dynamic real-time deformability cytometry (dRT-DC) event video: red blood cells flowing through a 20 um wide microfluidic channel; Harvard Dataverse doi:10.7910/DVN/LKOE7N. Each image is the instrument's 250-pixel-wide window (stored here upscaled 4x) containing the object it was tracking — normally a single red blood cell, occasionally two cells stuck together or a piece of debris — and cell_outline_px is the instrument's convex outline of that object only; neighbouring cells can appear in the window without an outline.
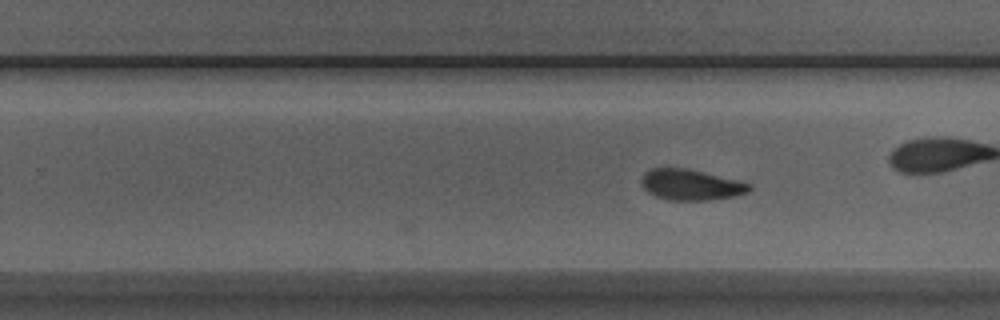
{"species": "Egyptian fruit bat (a non-hibernating species)", "species_latin": "Rousettus aegyptiacus", "temperature_condition": "room temperature", "stored_images_in_passage": 16, "camera_frame_rate_fps": 3000, "um_per_image_px": 0.085, "animal": {"sex": "male"}, "frame": {"image": 1, "passage_image": 16, "time_ms": 5.0, "image_size_px": [1000, 320], "cell_outline_px": [[752, 188], [748, 192], [736, 196], [708, 200], [668, 200], [656, 196], [648, 192], [640, 184], [640, 180], [644, 172], [648, 168], [688, 168], [752, 184]], "centroid_in_image_um": [58.69, 15.7], "position_along_channel_um": 271.1, "area_um2": 19.48}}